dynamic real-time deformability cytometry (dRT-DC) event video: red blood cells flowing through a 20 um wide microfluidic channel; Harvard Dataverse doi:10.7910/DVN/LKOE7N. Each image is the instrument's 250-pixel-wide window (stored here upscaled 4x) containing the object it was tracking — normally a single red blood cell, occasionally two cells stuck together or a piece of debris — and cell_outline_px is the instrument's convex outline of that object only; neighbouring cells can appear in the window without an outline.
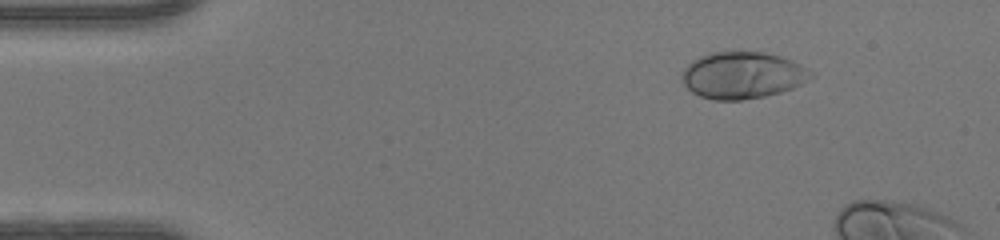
{"species": "human", "species_latin": "Homo sapiens", "temperature_condition": "warm", "stored_images_in_passage": 9, "camera_frame_rate_fps": 3000, "um_per_image_px": 0.085, "donor": {"sex": "female"}, "frame": {"image": 1, "passage_image": 1, "time_ms": 0.0, "image_size_px": [1000, 240], "cell_outline_px": [[812, 76], [800, 84], [792, 88], [780, 92], [764, 96], [740, 100], [712, 100], [700, 96], [692, 92], [684, 84], [680, 76], [684, 68], [692, 60], [700, 56], [712, 52], [764, 52], [780, 56], [812, 72]], "centroid_in_image_um": [63.04, 6.4], "position_along_channel_um": 22.0, "area_um2": 34.74}}